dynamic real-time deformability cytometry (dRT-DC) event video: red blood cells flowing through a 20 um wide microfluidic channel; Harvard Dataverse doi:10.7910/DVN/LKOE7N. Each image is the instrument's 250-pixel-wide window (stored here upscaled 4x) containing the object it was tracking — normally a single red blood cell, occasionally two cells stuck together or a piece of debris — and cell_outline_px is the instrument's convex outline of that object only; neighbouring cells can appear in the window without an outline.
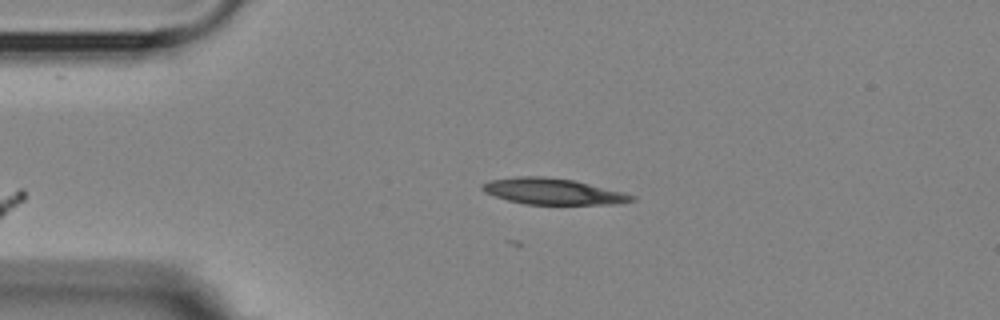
{"species": "Egyptian fruit bat (a non-hibernating species)", "species_latin": "Rousettus aegyptiacus", "temperature_condition": "room temperature", "stored_images_in_passage": 3, "camera_frame_rate_fps": 3000, "um_per_image_px": 0.085, "animal": {"sex": "female"}, "frame": {"image": 1, "passage_image": 1, "time_ms": 0.0, "image_size_px": [1000, 320], "cell_outline_px": [[636, 200], [616, 204], [524, 204], [508, 200], [484, 192], [480, 188], [480, 184], [488, 180], [516, 176], [544, 176], [576, 180], [624, 192], [636, 196]], "centroid_in_image_um": [46.99, 16.26], "position_along_channel_um": 38.0, "area_um2": 23.0}}
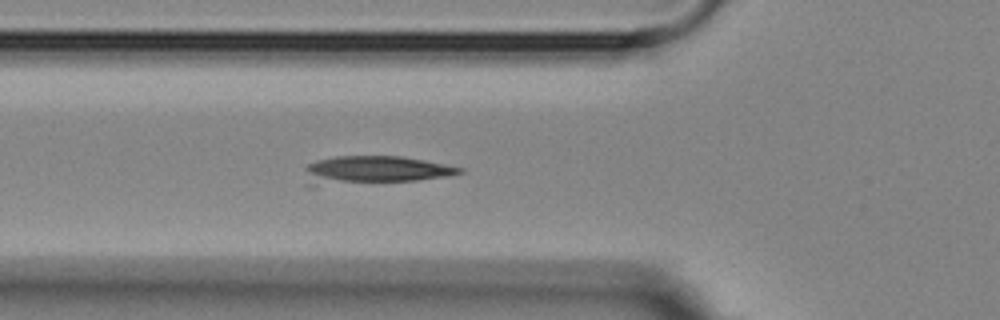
{"frame": {"image": 2, "passage_image": 3, "time_ms": 2.333, "image_size_px": [1000, 320], "cell_outline_px": [[464, 172], [448, 176], [416, 180], [316, 188], [312, 188], [304, 184], [304, 168], [308, 164], [316, 160], [336, 156], [400, 156], [424, 160], [464, 168]], "centroid_in_image_um": [31.64, 14.5], "position_along_channel_um": 94.2, "area_um2": 26.47}}